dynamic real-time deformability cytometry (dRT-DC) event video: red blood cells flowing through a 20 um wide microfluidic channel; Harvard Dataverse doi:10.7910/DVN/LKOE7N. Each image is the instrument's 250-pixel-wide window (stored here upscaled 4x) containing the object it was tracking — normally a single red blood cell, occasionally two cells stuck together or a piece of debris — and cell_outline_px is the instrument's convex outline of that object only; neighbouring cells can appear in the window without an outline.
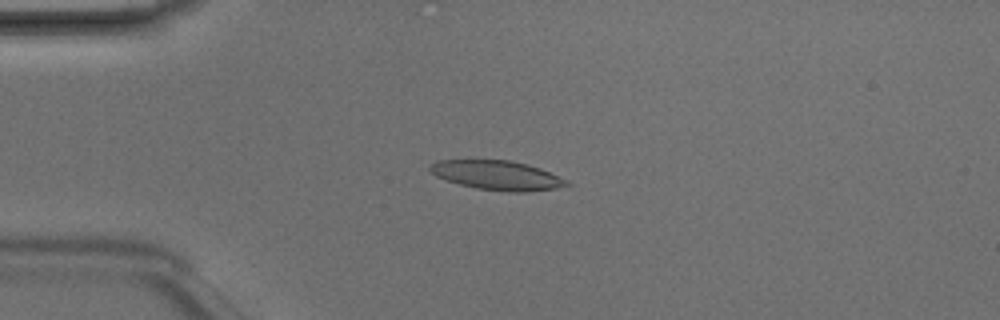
{"species": "Egyptian fruit bat (a non-hibernating species)", "species_latin": "Rousettus aegyptiacus", "temperature_condition": "room temperature", "stored_images_in_passage": 7, "camera_frame_rate_fps": 3000, "um_per_image_px": 0.085, "animal": {"sex": "male"}, "frame": {"image": 1, "passage_image": 4, "time_ms": 1.0, "image_size_px": [1000, 320], "cell_outline_px": [[572, 184], [556, 188], [528, 192], [508, 192], [476, 188], [460, 184], [436, 176], [428, 168], [436, 160], [508, 160], [528, 164], [540, 168], [568, 180]], "centroid_in_image_um": [42.29, 14.9], "position_along_channel_um": 42.7, "area_um2": 23.29}}